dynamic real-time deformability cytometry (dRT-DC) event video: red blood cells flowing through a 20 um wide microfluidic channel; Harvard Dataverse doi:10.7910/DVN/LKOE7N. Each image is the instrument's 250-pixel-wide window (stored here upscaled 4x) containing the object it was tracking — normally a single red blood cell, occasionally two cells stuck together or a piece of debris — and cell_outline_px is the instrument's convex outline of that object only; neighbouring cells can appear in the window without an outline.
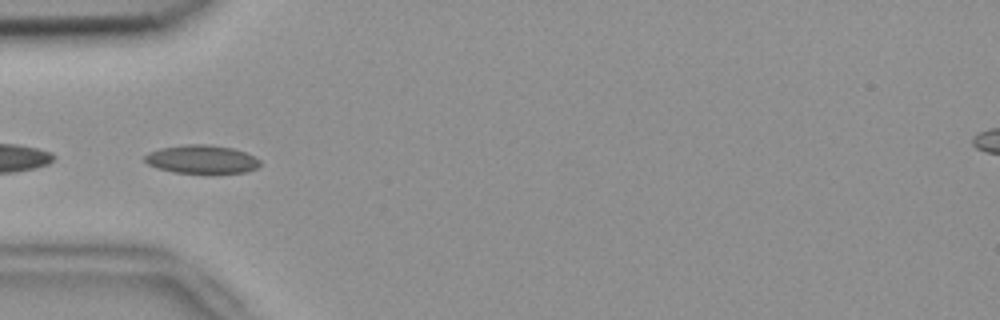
{"species": "common noctule bat (a hibernating species)", "species_latin": "Nyctalus noctula", "temperature_condition": "room temperature", "stored_images_in_passage": 44, "camera_frame_rate_fps": 3000, "um_per_image_px": 0.085, "animal": {"sex": "female", "body_mass_g": 18.4}, "frame": {"image": 1, "passage_image": 7, "time_ms": 2.0, "image_size_px": [1000, 320], "cell_outline_px": [[260, 164], [256, 168], [244, 172], [172, 172], [156, 168], [148, 164], [144, 160], [144, 156], [148, 152], [160, 148], [184, 144], [208, 144], [232, 148], [244, 152], [260, 160]], "centroid_in_image_um": [17.08, 13.52], "position_along_channel_um": 67.9, "area_um2": 18.84}}
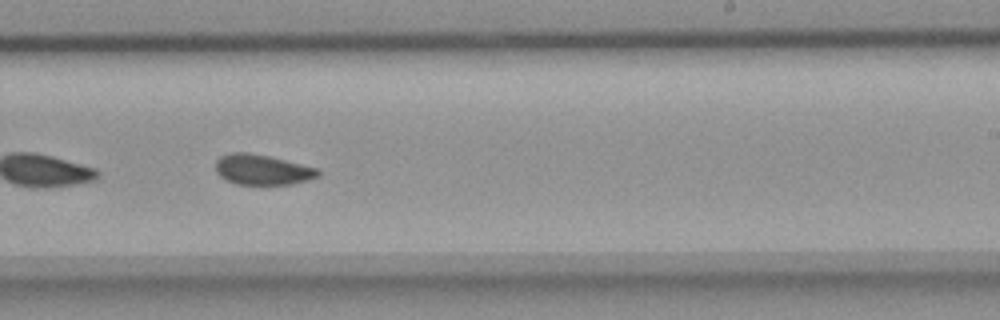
{"frame": {"image": 2, "passage_image": 23, "time_ms": 7.333, "image_size_px": [1000, 320], "cell_outline_px": [[320, 176], [308, 180], [292, 184], [236, 184], [220, 176], [216, 172], [216, 160], [220, 156], [228, 152], [248, 152], [268, 156], [320, 168]], "centroid_in_image_um": [22.32, 14.41], "position_along_channel_um": 266.7, "area_um2": 18.21}}
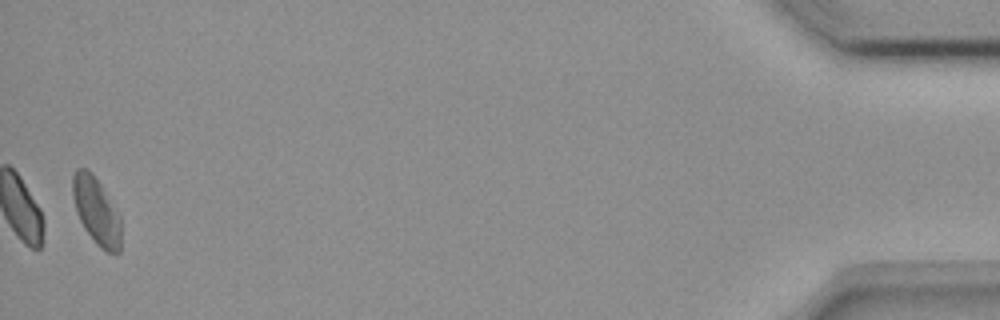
{"frame": {"image": 3, "passage_image": 43, "time_ms": 14.0, "image_size_px": [1000, 320], "cell_outline_px": [[120, 252], [108, 252], [100, 248], [96, 244], [84, 228], [76, 212], [72, 196], [72, 176], [76, 168], [84, 168], [92, 172], [100, 184], [120, 216]], "centroid_in_image_um": [8.16, 17.92], "position_along_channel_um": 427.0, "area_um2": 18.79}, "authors_computed_cell_mechanics": {"area_um2": 18.4093, "velocity_mm_per_s": 3.7454, "shape_relaxation_time_tau1_ms": null, "shape_relaxation_time_tau2_ms": 2.6727, "deformation_change_tau1": null, "deformation_change_tau2": 0.0646}}